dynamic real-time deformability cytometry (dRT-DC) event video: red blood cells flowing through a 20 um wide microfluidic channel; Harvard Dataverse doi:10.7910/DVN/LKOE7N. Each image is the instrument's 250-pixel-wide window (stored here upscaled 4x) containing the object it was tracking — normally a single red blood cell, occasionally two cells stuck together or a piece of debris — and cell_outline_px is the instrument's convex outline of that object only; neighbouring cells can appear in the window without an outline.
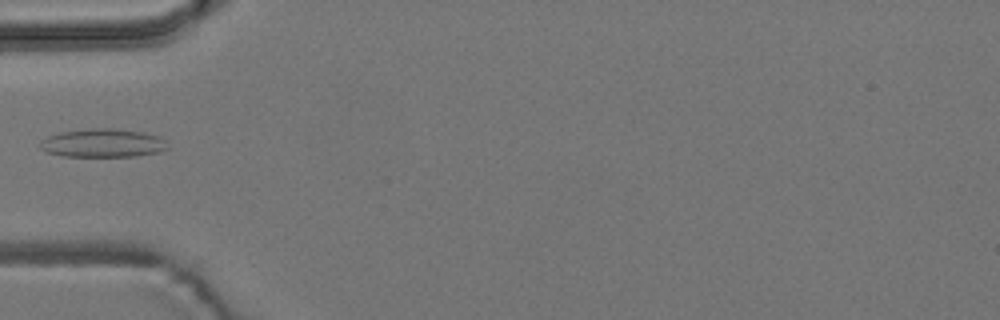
{"species": "common noctule bat (a hibernating species)", "species_latin": "Nyctalus noctula", "temperature_condition": "room temperature", "stored_images_in_passage": 4, "camera_frame_rate_fps": 3000, "um_per_image_px": 0.085, "animal": {"sex": "male", "body_mass_g": 19.2, "forearm_length_mm": 51.8}, "frame": {"image": 1, "passage_image": 3, "time_ms": 0.667, "image_size_px": [1000, 320], "cell_outline_px": [[168, 148], [160, 152], [136, 156], [64, 156], [44, 152], [40, 148], [40, 140], [48, 136], [60, 132], [92, 128], [112, 128], [140, 132], [160, 136], [164, 140]], "centroid_in_image_um": [8.71, 12.16], "position_along_channel_um": 76.3, "area_um2": 21.15}}